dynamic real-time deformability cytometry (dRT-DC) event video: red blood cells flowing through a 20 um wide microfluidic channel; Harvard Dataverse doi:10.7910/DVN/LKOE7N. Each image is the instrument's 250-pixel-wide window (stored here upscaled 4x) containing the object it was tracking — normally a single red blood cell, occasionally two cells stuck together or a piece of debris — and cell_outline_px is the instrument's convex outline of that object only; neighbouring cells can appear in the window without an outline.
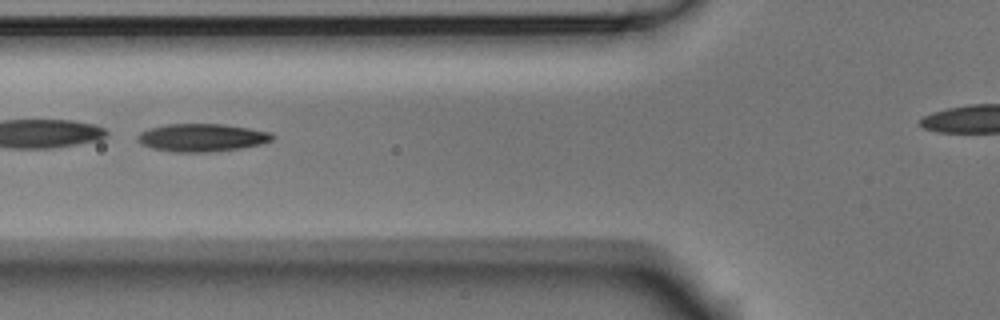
{"species": "Egyptian fruit bat (a non-hibernating species)", "species_latin": "Rousettus aegyptiacus", "temperature_condition": "room temperature", "stored_images_in_passage": 4, "segment_of_instrument_passage": [1, 2], "camera_frame_rate_fps": 3000, "um_per_image_px": 0.085, "animal": {"sex": "male"}, "frame": {"image": 1, "passage_image": 3, "time_ms": 0.667, "image_size_px": [1000, 320], "cell_outline_px": [[276, 136], [272, 140], [260, 144], [240, 148], [208, 152], [172, 152], [152, 148], [140, 144], [136, 140], [136, 136], [140, 132], [148, 128], [168, 124], [224, 124], [272, 132]], "centroid_in_image_um": [17.13, 11.69], "position_along_channel_um": 108.7, "area_um2": 22.02}}